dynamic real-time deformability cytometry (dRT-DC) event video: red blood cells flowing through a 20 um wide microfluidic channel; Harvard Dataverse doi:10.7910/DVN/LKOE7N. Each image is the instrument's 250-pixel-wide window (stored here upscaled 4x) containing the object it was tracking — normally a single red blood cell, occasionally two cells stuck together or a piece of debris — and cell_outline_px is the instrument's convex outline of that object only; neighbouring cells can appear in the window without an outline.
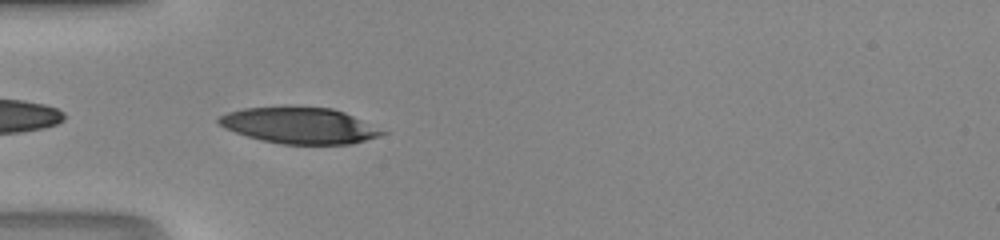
{"species": "human", "species_latin": "Homo sapiens", "temperature_condition": "room temperature", "stored_images_in_passage": 14, "camera_frame_rate_fps": 3000, "um_per_image_px": 0.085, "donor": {"sex": "male"}, "frame": {"image": 1, "passage_image": 1, "time_ms": 0.0, "image_size_px": [1000, 240], "cell_outline_px": [[388, 132], [380, 136], [352, 144], [280, 144], [248, 136], [236, 132], [220, 124], [216, 120], [220, 116], [228, 112], [244, 108], [332, 108], [344, 112]], "centroid_in_image_um": [25.5, 10.69], "position_along_channel_um": 59.5, "area_um2": 33.58}}
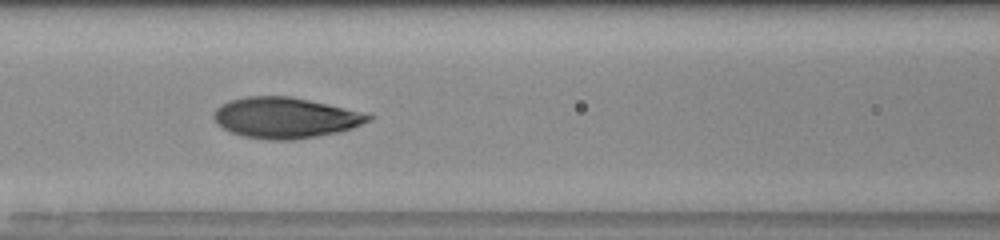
{"frame": {"image": 2, "passage_image": 7, "time_ms": 2.0, "image_size_px": [1000, 240], "cell_outline_px": [[376, 116], [372, 120], [352, 128], [340, 132], [296, 140], [272, 140], [244, 136], [232, 132], [216, 124], [212, 116], [216, 108], [220, 104], [228, 100], [244, 96], [292, 96], [328, 104]], "centroid_in_image_um": [24.23, 10.0], "position_along_channel_um": 142.4, "area_um2": 36.93}}